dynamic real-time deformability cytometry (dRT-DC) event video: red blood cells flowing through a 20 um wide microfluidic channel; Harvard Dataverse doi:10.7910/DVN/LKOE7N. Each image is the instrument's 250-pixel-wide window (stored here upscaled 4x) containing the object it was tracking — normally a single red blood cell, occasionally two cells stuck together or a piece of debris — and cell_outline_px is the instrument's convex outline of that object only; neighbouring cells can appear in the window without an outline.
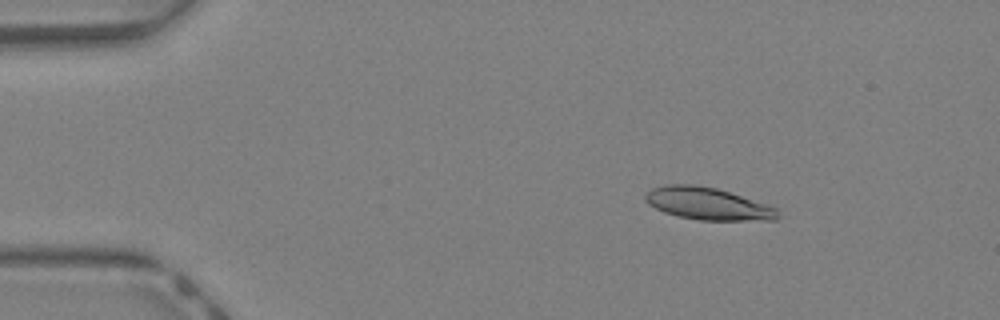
{"species": "Egyptian fruit bat (a non-hibernating species)", "species_latin": "Rousettus aegyptiacus", "temperature_condition": "warm", "stored_images_in_passage": 37, "camera_frame_rate_fps": 3000, "um_per_image_px": 0.085, "animal": {"sex": "female"}, "frame": {"image": 1, "passage_image": 1, "time_ms": 0.0, "image_size_px": [1000, 320], "cell_outline_px": [[780, 216], [776, 220], [700, 220], [680, 216], [664, 212], [648, 204], [644, 200], [644, 196], [652, 188], [664, 184], [696, 184], [716, 188], [776, 208]], "centroid_in_image_um": [60.11, 17.31], "position_along_channel_um": 24.9, "area_um2": 24.62}}
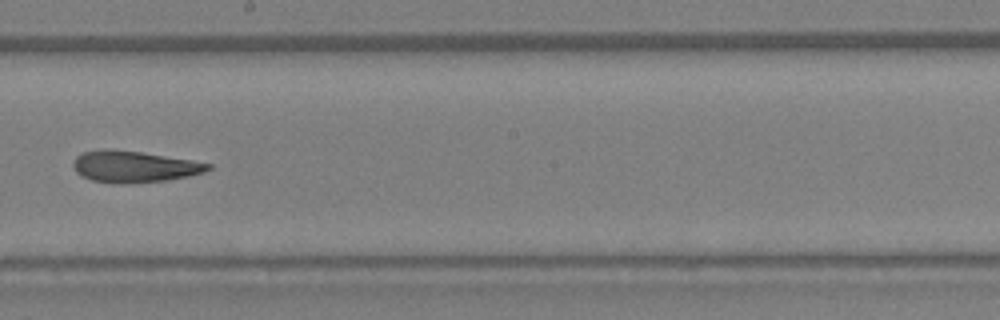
{"frame": {"image": 2, "passage_image": 19, "time_ms": 6.0, "image_size_px": [1000, 320], "cell_outline_px": [[212, 168], [204, 172], [188, 176], [168, 180], [92, 180], [80, 176], [76, 172], [72, 164], [72, 160], [80, 152], [104, 148], [108, 148], [140, 152], [192, 160], [212, 164]], "centroid_in_image_um": [11.37, 14.09], "position_along_channel_um": 236.8, "area_um2": 23.81}}
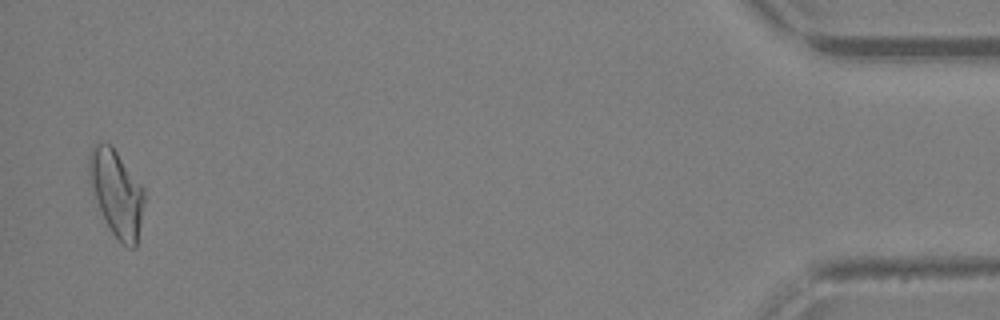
{"frame": {"image": 3, "passage_image": 36, "time_ms": 11.667, "image_size_px": [1000, 320], "cell_outline_px": [[144, 200], [136, 248], [128, 248], [112, 232], [104, 220], [96, 200], [92, 188], [88, 172], [88, 156], [92, 144], [108, 144], [116, 152], [144, 188]], "centroid_in_image_um": [9.89, 16.42], "position_along_channel_um": 425.3, "area_um2": 27.11}, "authors_computed_cell_mechanics": {"area_um2": 25.143, "velocity_mm_per_s": 4.865, "shape_relaxation_time_tau1_ms": 10.3816, "shape_relaxation_time_tau2_ms": 6.4548, "deformation_change_tau1": 0.2863, "deformation_change_tau2": 0.1674}}